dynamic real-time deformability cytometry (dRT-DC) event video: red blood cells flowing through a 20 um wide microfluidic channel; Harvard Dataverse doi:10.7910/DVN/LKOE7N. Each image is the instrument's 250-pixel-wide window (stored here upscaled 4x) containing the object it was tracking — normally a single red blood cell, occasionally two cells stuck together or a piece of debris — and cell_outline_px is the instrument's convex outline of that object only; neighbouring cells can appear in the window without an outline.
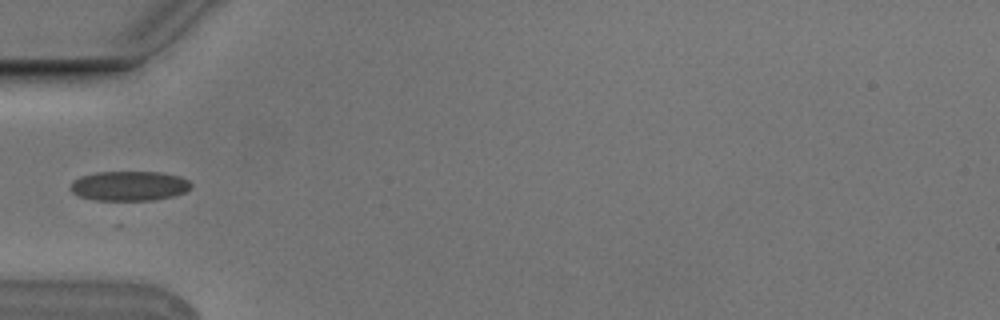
{"species": "Egyptian fruit bat (a non-hibernating species)", "species_latin": "Rousettus aegyptiacus", "temperature_condition": "cold", "stored_images_in_passage": 4, "camera_frame_rate_fps": 3000, "um_per_image_px": 0.085, "animal": {"sex": "male"}, "frame": {"image": 1, "passage_image": 4, "time_ms": 1.0, "image_size_px": [1000, 320], "cell_outline_px": [[192, 188], [184, 192], [172, 196], [152, 200], [96, 200], [80, 196], [72, 192], [68, 188], [72, 180], [80, 176], [96, 172], [160, 172], [180, 176], [188, 180], [192, 184]], "centroid_in_image_um": [10.96, 15.79], "position_along_channel_um": 74.0, "area_um2": 20.98}}